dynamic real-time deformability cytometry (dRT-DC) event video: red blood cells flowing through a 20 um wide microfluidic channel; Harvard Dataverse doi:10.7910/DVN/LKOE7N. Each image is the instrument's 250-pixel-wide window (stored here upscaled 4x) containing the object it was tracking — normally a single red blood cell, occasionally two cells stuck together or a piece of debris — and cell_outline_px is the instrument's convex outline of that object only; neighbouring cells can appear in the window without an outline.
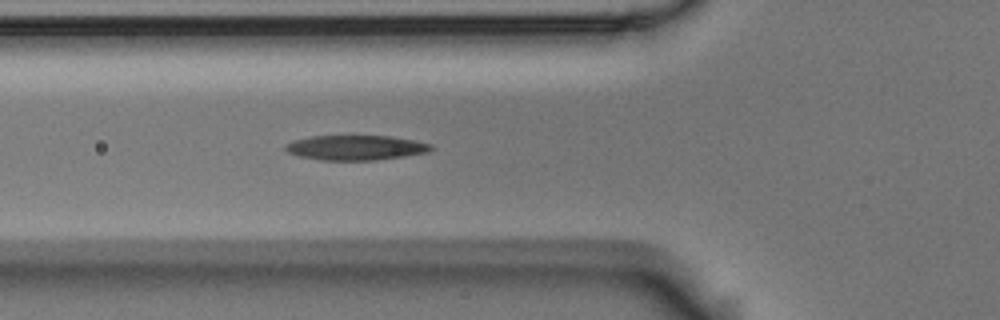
{"species": "Egyptian fruit bat (a non-hibernating species)", "species_latin": "Rousettus aegyptiacus", "temperature_condition": "room temperature", "stored_images_in_passage": 4, "camera_frame_rate_fps": 3000, "um_per_image_px": 0.085, "animal": {"sex": "male"}, "frame": {"image": 1, "passage_image": 4, "time_ms": 1.0, "image_size_px": [1000, 320], "cell_outline_px": [[436, 148], [428, 152], [404, 156], [376, 160], [320, 160], [300, 156], [288, 152], [284, 148], [284, 144], [292, 140], [312, 136], [392, 136], [416, 140], [432, 144]], "centroid_in_image_um": [30.26, 12.54], "position_along_channel_um": 95.5, "area_um2": 21.27}}